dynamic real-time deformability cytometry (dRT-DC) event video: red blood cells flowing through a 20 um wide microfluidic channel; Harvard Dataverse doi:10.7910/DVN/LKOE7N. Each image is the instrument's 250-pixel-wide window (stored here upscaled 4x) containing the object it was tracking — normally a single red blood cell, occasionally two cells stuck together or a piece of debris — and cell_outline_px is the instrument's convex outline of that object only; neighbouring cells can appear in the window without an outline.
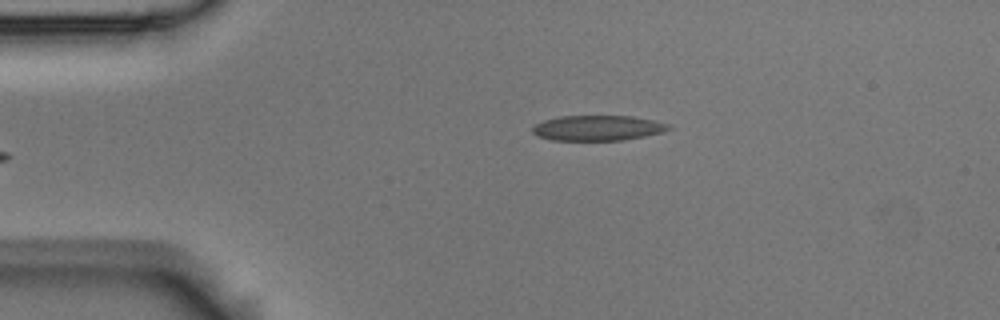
{"species": "Egyptian fruit bat (a non-hibernating species)", "species_latin": "Rousettus aegyptiacus", "temperature_condition": "room temperature", "stored_images_in_passage": 4, "camera_frame_rate_fps": 3000, "um_per_image_px": 0.085, "animal": {"sex": "male"}, "frame": {"image": 1, "passage_image": 4, "time_ms": 1.0, "image_size_px": [1000, 320], "cell_outline_px": [[672, 128], [664, 132], [624, 140], [552, 140], [536, 136], [532, 132], [532, 128], [536, 124], [544, 120], [560, 116], [632, 116], [672, 124]], "centroid_in_image_um": [50.83, 10.88], "position_along_channel_um": 34.2, "area_um2": 20.11}}